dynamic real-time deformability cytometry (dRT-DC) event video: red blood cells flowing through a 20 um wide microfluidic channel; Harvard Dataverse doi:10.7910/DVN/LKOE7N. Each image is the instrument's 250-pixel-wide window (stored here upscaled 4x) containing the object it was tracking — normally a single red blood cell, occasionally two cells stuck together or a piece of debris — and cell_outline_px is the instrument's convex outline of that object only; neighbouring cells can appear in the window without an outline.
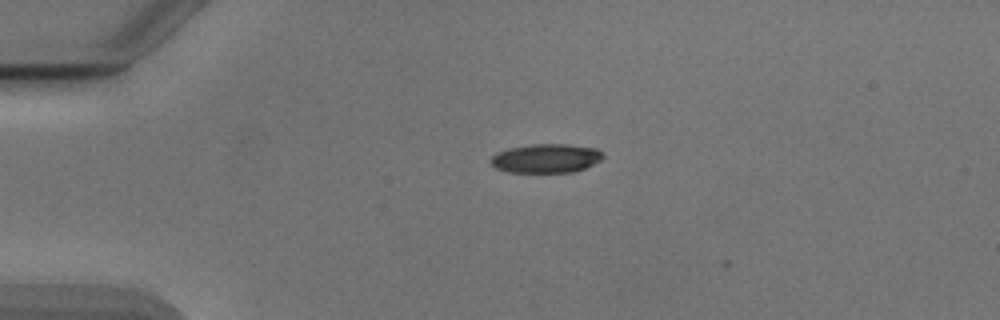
{"species": "Egyptian fruit bat (a non-hibernating species)", "species_latin": "Rousettus aegyptiacus", "temperature_condition": "cold", "stored_images_in_passage": 4, "camera_frame_rate_fps": 3000, "um_per_image_px": 0.085, "animal": {"sex": "male"}, "frame": {"image": 1, "passage_image": 1, "time_ms": 0.0, "image_size_px": [1000, 320], "cell_outline_px": [[604, 156], [600, 160], [584, 168], [572, 172], [508, 172], [496, 168], [488, 160], [496, 152], [508, 148], [532, 144], [568, 144], [596, 148]], "centroid_in_image_um": [46.37, 13.45], "position_along_channel_um": 38.6, "area_um2": 18.9}}